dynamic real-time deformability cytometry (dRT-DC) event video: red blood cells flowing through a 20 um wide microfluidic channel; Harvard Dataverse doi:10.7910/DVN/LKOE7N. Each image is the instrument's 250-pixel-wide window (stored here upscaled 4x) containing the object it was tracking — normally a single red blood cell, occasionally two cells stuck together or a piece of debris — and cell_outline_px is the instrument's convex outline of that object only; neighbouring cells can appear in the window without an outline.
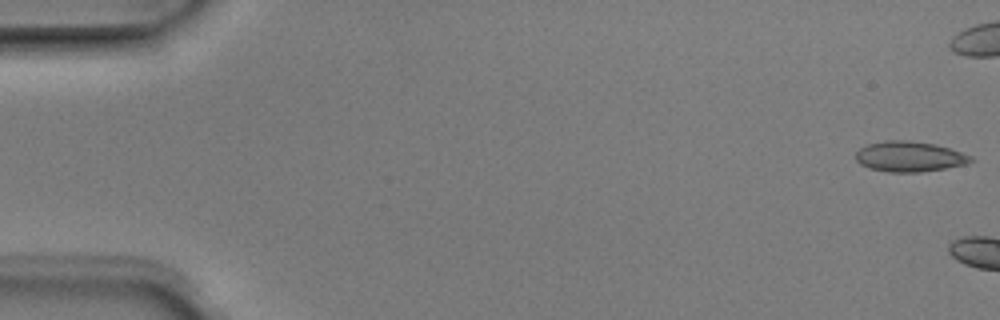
{"species": "Egyptian fruit bat (a non-hibernating species)", "species_latin": "Rousettus aegyptiacus", "temperature_condition": "room temperature", "stored_images_in_passage": 6, "camera_frame_rate_fps": 3000, "um_per_image_px": 0.085, "animal": {"sex": "male"}, "frame": {"image": 1, "passage_image": 1, "time_ms": 0.0, "image_size_px": [1000, 320], "cell_outline_px": [[976, 160], [968, 164], [920, 172], [888, 172], [868, 168], [860, 164], [856, 160], [856, 152], [860, 148], [868, 144], [884, 140], [912, 140], [936, 144], [972, 156]], "centroid_in_image_um": [77.31, 13.3], "position_along_channel_um": 7.7, "area_um2": 20.52}}
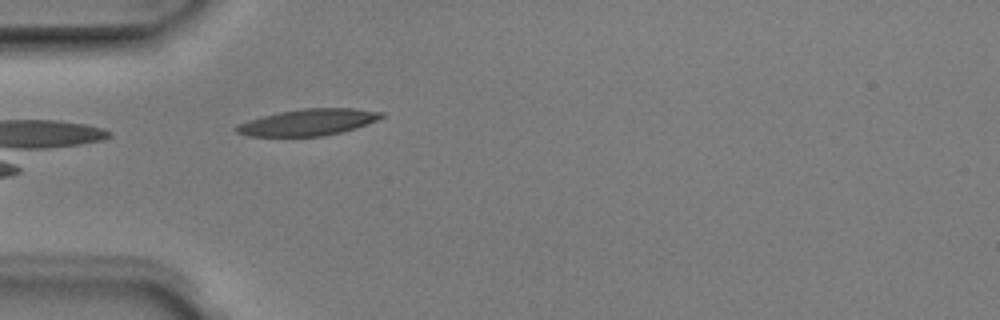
{"frame": {"image": 2, "passage_image": 6, "time_ms": 1.667, "image_size_px": [1000, 320], "cell_outline_px": [[384, 116], [376, 120], [356, 128], [324, 136], [248, 136], [236, 132], [232, 128], [236, 124], [260, 116], [280, 112], [304, 108], [352, 108], [384, 112]], "centroid_in_image_um": [26.14, 10.39], "position_along_channel_um": 58.9, "area_um2": 22.43}}